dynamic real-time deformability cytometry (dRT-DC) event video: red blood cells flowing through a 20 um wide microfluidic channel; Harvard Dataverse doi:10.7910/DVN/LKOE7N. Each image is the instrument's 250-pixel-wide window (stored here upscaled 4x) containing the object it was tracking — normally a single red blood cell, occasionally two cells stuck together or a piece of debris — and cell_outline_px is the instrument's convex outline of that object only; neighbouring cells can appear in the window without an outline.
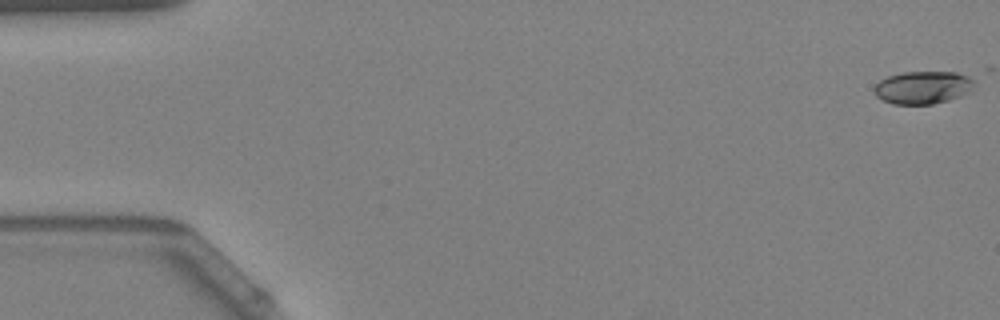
{"species": "Egyptian fruit bat (a non-hibernating species)", "species_latin": "Rousettus aegyptiacus", "temperature_condition": "warm", "stored_images_in_passage": 13, "camera_frame_rate_fps": 3000, "um_per_image_px": 0.085, "animal": {"sex": "female"}, "frame": {"image": 1, "passage_image": 1, "time_ms": 0.0, "image_size_px": [1000, 320], "cell_outline_px": [[972, 84], [960, 96], [948, 100], [932, 104], [892, 104], [876, 96], [876, 84], [880, 80], [888, 76], [904, 72], [956, 72], [968, 76], [972, 80]], "centroid_in_image_um": [78.39, 7.43], "position_along_channel_um": 6.6, "area_um2": 18.55}}